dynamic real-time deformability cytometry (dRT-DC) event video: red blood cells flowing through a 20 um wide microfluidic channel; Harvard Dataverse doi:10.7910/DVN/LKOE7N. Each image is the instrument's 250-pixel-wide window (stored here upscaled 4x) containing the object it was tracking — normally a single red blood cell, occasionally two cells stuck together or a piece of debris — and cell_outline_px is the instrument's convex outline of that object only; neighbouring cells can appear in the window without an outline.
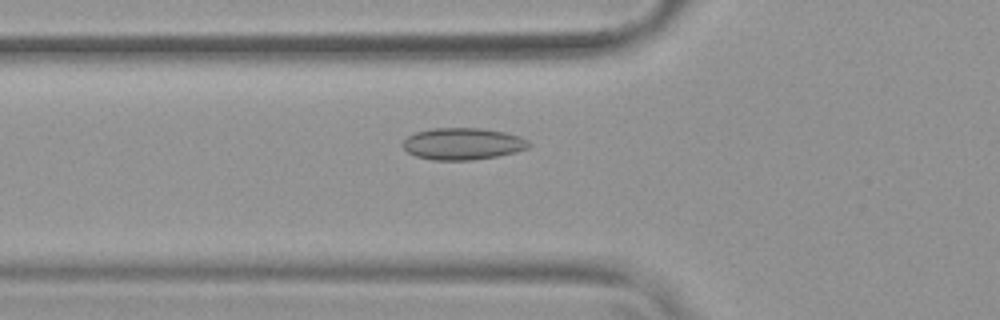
{"species": "common noctule bat (a hibernating species)", "species_latin": "Nyctalus noctula", "temperature_condition": "warm", "stored_images_in_passage": 51, "camera_frame_rate_fps": 3000, "um_per_image_px": 0.085, "animal": {"sex": "female", "body_mass_g": 19.9}, "frame": {"image": 1, "passage_image": 17, "time_ms": 5.333, "image_size_px": [1000, 320], "cell_outline_px": [[532, 144], [528, 148], [516, 152], [496, 156], [472, 160], [432, 160], [416, 156], [408, 152], [400, 144], [408, 136], [416, 132], [432, 128], [480, 128], [504, 132], [520, 136], [528, 140]], "centroid_in_image_um": [39.34, 12.22], "position_along_channel_um": 86.5, "area_um2": 23.47}}
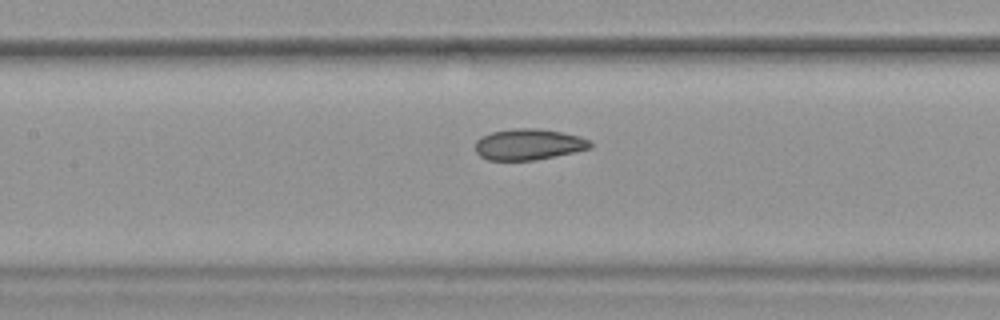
{"frame": {"image": 2, "passage_image": 23, "time_ms": 7.333, "image_size_px": [1000, 320], "cell_outline_px": [[592, 148], [576, 152], [556, 156], [532, 160], [488, 160], [480, 156], [476, 152], [476, 140], [480, 136], [492, 132], [516, 128], [536, 128], [560, 132], [580, 136], [592, 140]], "centroid_in_image_um": [44.96, 12.27], "position_along_channel_um": 162.4, "area_um2": 20.92}}
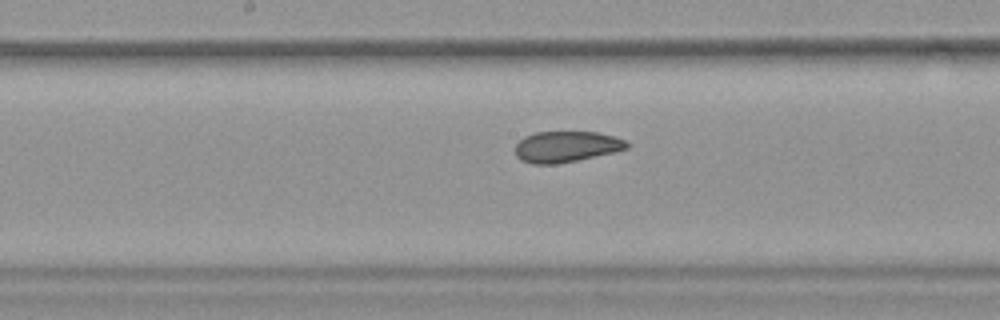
{"frame": {"image": 3, "passage_image": 26, "time_ms": 8.333, "image_size_px": [1000, 320], "cell_outline_px": [[628, 148], [616, 152], [556, 164], [532, 164], [520, 160], [516, 156], [516, 144], [524, 136], [536, 132], [596, 132], [612, 136], [624, 140], [628, 144]], "centroid_in_image_um": [48.1, 12.47], "position_along_channel_um": 200.1, "area_um2": 20.06}, "authors_computed_cell_mechanics": {"area_um2": 22.253, "velocity_mm_per_s": 3.7769, "shape_relaxation_time_tau1_ms": null, "shape_relaxation_time_tau2_ms": 1.3288, "deformation_change_tau1": null, "deformation_change_tau2": 0.064}}